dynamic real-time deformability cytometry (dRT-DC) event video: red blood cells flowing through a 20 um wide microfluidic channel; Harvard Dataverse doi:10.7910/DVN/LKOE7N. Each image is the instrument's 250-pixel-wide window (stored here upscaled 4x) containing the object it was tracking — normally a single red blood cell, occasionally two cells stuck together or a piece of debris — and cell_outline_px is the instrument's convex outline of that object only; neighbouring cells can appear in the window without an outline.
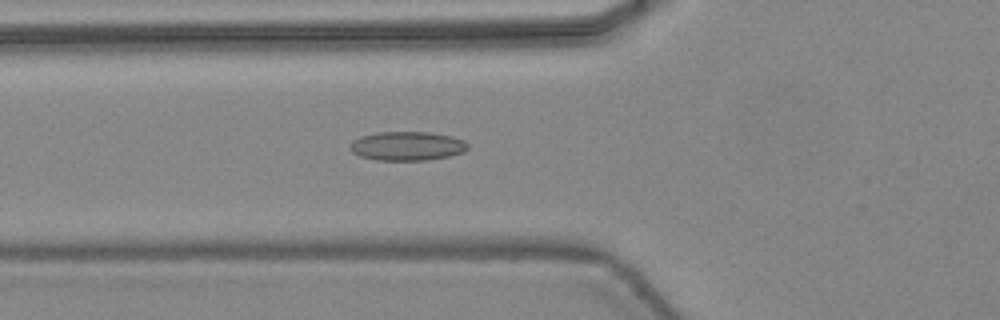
{"species": "common noctule bat (a hibernating species)", "species_latin": "Nyctalus noctula", "temperature_condition": "warm", "stored_images_in_passage": 35, "camera_frame_rate_fps": 3000, "um_per_image_px": 0.085, "animal": {"sex": "female", "body_mass_g": 24.6, "forearm_length_mm": 56.2}, "frame": {"image": 1, "passage_image": 8, "time_ms": 2.333, "image_size_px": [1000, 320], "cell_outline_px": [[468, 148], [464, 152], [448, 156], [424, 160], [376, 160], [360, 156], [352, 152], [348, 148], [352, 140], [360, 136], [380, 132], [428, 132], [452, 136], [464, 140], [468, 144]], "centroid_in_image_um": [34.59, 12.41], "position_along_channel_um": 91.2, "area_um2": 19.94}}
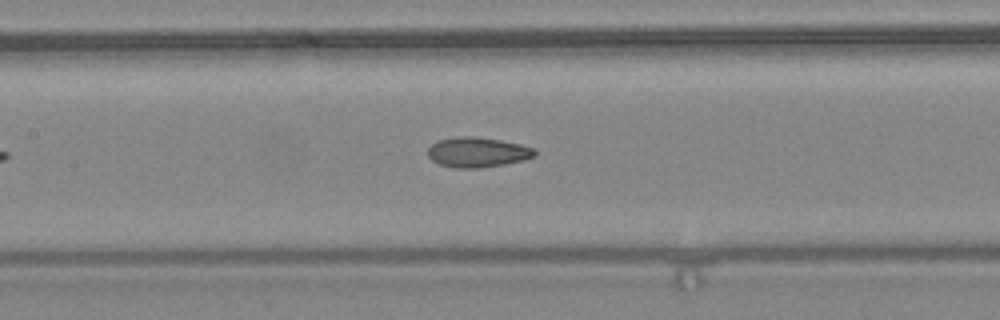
{"frame": {"image": 2, "passage_image": 13, "time_ms": 4.0, "image_size_px": [1000, 320], "cell_outline_px": [[536, 156], [524, 160], [504, 164], [480, 168], [456, 168], [440, 164], [432, 160], [428, 156], [428, 148], [432, 144], [440, 140], [460, 136], [472, 136], [500, 140], [520, 144], [532, 148], [536, 152]], "centroid_in_image_um": [40.59, 12.94], "position_along_channel_um": 166.8, "area_um2": 18.55}}
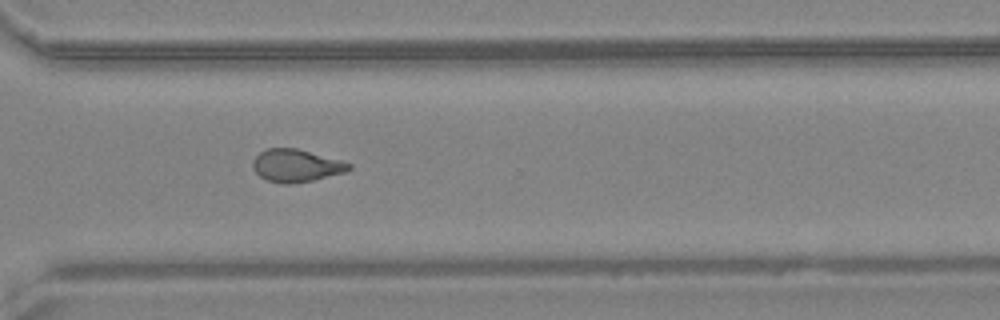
{"frame": {"image": 3, "passage_image": 25, "time_ms": 8.0, "image_size_px": [1000, 320], "cell_outline_px": [[352, 168], [344, 172], [312, 180], [292, 184], [280, 184], [268, 180], [260, 176], [252, 168], [252, 160], [260, 152], [268, 148], [296, 148], [340, 160], [352, 164]], "centroid_in_image_um": [25.14, 14.08], "position_along_channel_um": 345.5, "area_um2": 18.15}, "authors_computed_cell_mechanics": {"area_um2": 18.6116, "velocity_mm_per_s": 4.4763, "shape_relaxation_time_tau1_ms": null, "shape_relaxation_time_tau2_ms": 1.8287, "deformation_change_tau1": null, "deformation_change_tau2": 0.0836}}